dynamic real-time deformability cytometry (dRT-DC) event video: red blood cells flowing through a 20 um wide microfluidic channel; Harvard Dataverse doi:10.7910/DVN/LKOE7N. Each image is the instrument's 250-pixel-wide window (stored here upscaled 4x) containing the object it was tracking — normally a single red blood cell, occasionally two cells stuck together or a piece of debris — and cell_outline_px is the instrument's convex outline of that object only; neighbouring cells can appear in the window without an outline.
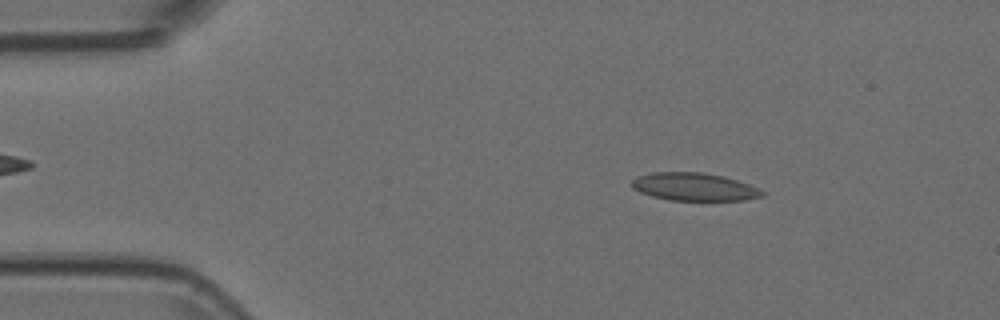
{"species": "Egyptian fruit bat (a non-hibernating species)", "species_latin": "Rousettus aegyptiacus", "temperature_condition": "room temperature", "stored_images_in_passage": 52, "camera_frame_rate_fps": 3000, "um_per_image_px": 0.085, "animal": {"sex": "female"}, "frame": {"image": 1, "passage_image": 7, "time_ms": 2.0, "image_size_px": [1000, 320], "cell_outline_px": [[764, 196], [744, 200], [668, 200], [652, 196], [640, 192], [632, 188], [632, 180], [636, 176], [652, 172], [704, 172], [724, 176], [760, 188], [764, 192]], "centroid_in_image_um": [59.0, 15.87], "position_along_channel_um": 26.0, "area_um2": 21.27}}
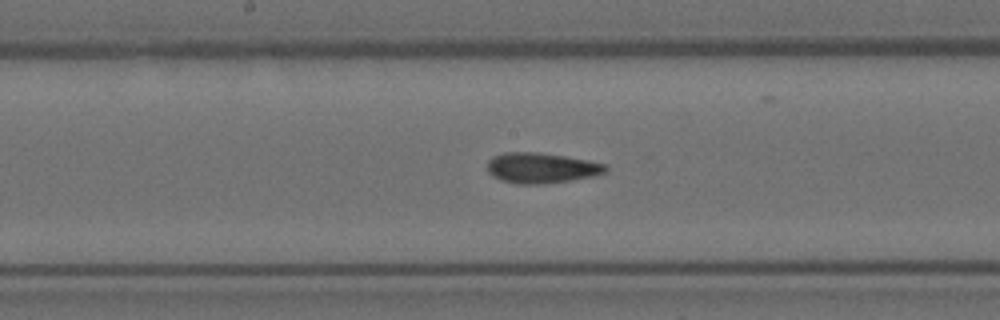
{"frame": {"image": 2, "passage_image": 26, "time_ms": 8.333, "image_size_px": [1000, 320], "cell_outline_px": [[608, 172], [596, 176], [572, 180], [544, 184], [516, 184], [500, 180], [492, 176], [488, 172], [488, 160], [492, 156], [504, 152], [540, 152], [588, 160], [608, 164]], "centroid_in_image_um": [46.05, 14.28], "position_along_channel_um": 202.2, "area_um2": 21.39}}
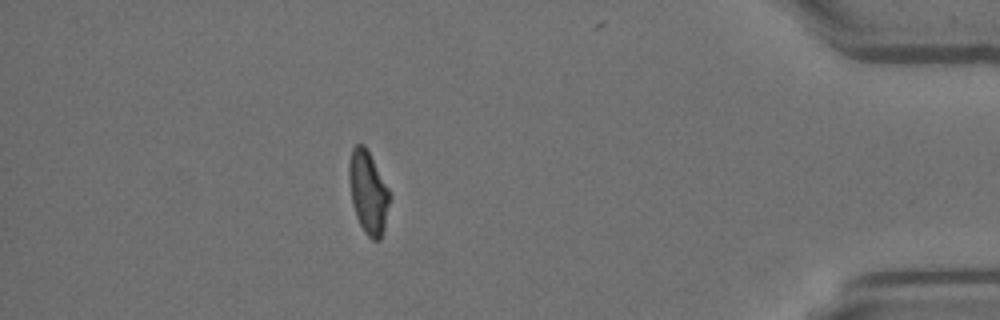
{"frame": {"image": 3, "passage_image": 46, "time_ms": 15.0, "image_size_px": [1000, 320], "cell_outline_px": [[392, 196], [384, 228], [380, 240], [372, 240], [364, 232], [356, 216], [352, 204], [348, 176], [348, 164], [352, 148], [356, 144], [364, 144], [388, 188]], "centroid_in_image_um": [31.29, 16.36], "position_along_channel_um": 403.9, "area_um2": 19.65}}